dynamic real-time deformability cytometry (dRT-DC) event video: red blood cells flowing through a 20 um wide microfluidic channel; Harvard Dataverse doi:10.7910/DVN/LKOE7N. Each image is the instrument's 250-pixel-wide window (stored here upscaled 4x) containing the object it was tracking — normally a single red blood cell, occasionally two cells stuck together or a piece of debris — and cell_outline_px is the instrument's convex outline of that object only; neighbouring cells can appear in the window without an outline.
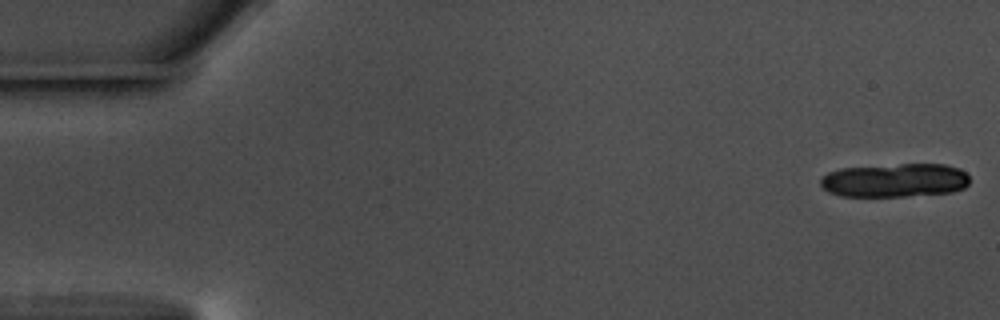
{"species": "common noctule bat (a hibernating species)", "species_latin": "Nyctalus noctula", "temperature_condition": "warm", "stored_images_in_passage": 18, "camera_frame_rate_fps": 3000, "um_per_image_px": 0.085, "animal": {"sex": "male", "body_mass_g": 17.5, "forearm_length_mm": 52.3}, "frame": {"image": 1, "passage_image": 1, "time_ms": 0.0, "image_size_px": [1000, 320], "cell_outline_px": [[968, 184], [964, 188], [952, 192], [904, 196], [840, 196], [828, 192], [820, 184], [820, 176], [828, 172], [840, 168], [900, 164], [944, 164], [960, 168], [968, 176]], "centroid_in_image_um": [76.03, 15.32], "position_along_channel_um": 9.0, "area_um2": 29.42}}